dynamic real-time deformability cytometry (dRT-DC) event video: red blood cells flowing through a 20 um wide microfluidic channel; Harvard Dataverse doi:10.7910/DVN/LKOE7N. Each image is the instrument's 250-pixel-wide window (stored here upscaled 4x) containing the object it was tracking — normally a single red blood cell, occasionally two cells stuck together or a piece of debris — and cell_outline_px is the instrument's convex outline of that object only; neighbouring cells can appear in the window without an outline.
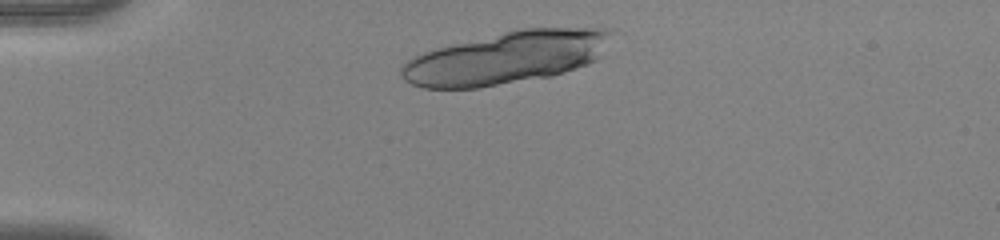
{"species": "human", "species_latin": "Homo sapiens", "temperature_condition": "warm", "stored_images_in_passage": 31, "segment_of_instrument_passage": [1, 2], "camera_frame_rate_fps": 3000, "um_per_image_px": 0.085, "donor": {"sex": "female"}, "frame": {"image": 1, "passage_image": 3, "time_ms": 0.667, "image_size_px": [1000, 240], "cell_outline_px": [[612, 32], [596, 60], [588, 64], [552, 76], [480, 88], [424, 88], [412, 84], [404, 80], [400, 76], [400, 68], [412, 56], [436, 48], [504, 32], [524, 28], [604, 28]], "centroid_in_image_um": [42.98, 4.92], "position_along_channel_um": 42.0, "area_um2": 63.52}}